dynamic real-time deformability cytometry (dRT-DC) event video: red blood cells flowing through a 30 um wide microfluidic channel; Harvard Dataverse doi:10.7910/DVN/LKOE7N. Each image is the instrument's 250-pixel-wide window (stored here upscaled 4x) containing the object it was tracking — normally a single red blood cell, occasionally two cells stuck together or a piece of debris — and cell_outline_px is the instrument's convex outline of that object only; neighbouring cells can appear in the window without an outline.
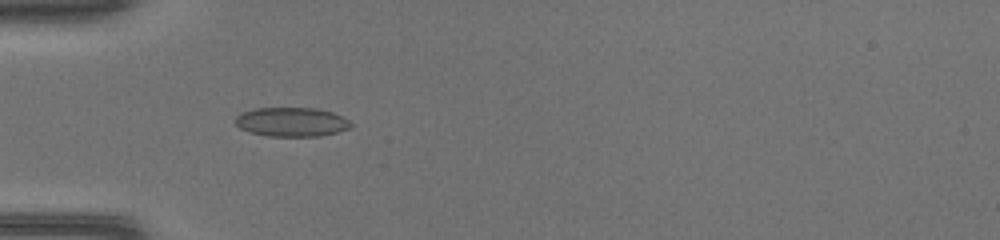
{"species": "common noctule bat (a hibernating species)", "species_latin": "Nyctalus noctula", "temperature_condition": "warm", "stored_images_in_passage": 33, "camera_frame_rate_fps": 3000, "um_per_image_px": 0.085, "animal": {"sex": "female", "body_mass_g": 17.0, "forearm_length_mm": 48.0}, "frame": {"image": 1, "passage_image": 3, "time_ms": 0.667, "image_size_px": [1000, 240], "cell_outline_px": [[352, 124], [348, 128], [336, 132], [320, 136], [268, 136], [252, 132], [240, 128], [236, 124], [236, 116], [240, 112], [256, 108], [316, 108], [332, 112], [348, 120]], "centroid_in_image_um": [24.76, 10.36], "position_along_channel_um": 60.2, "area_um2": 19.42}}
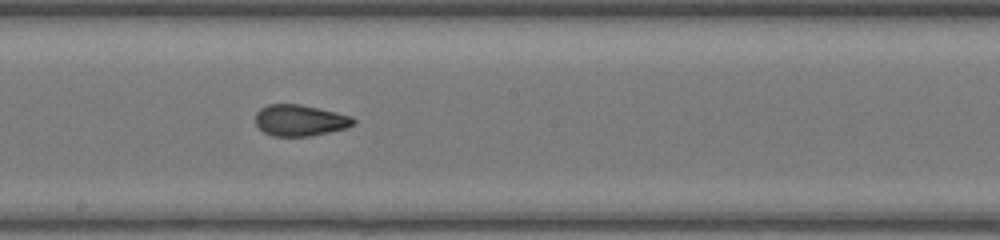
{"frame": {"image": 2, "passage_image": 14, "time_ms": 4.333, "image_size_px": [1000, 240], "cell_outline_px": [[356, 124], [348, 128], [308, 136], [272, 136], [264, 132], [256, 124], [256, 112], [260, 108], [268, 104], [300, 104], [336, 112], [352, 116], [356, 120]], "centroid_in_image_um": [25.52, 10.22], "position_along_channel_um": 222.7, "area_um2": 17.92}}
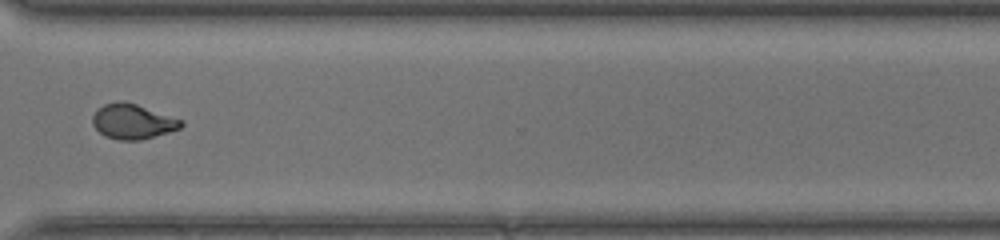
{"frame": {"image": 3, "passage_image": 23, "time_ms": 7.333, "image_size_px": [1000, 240], "cell_outline_px": [[184, 124], [180, 128], [168, 132], [140, 140], [120, 140], [104, 136], [92, 124], [92, 116], [104, 104], [120, 100], [124, 100], [184, 120]], "centroid_in_image_um": [11.28, 10.32], "position_along_channel_um": 359.3, "area_um2": 17.98}}